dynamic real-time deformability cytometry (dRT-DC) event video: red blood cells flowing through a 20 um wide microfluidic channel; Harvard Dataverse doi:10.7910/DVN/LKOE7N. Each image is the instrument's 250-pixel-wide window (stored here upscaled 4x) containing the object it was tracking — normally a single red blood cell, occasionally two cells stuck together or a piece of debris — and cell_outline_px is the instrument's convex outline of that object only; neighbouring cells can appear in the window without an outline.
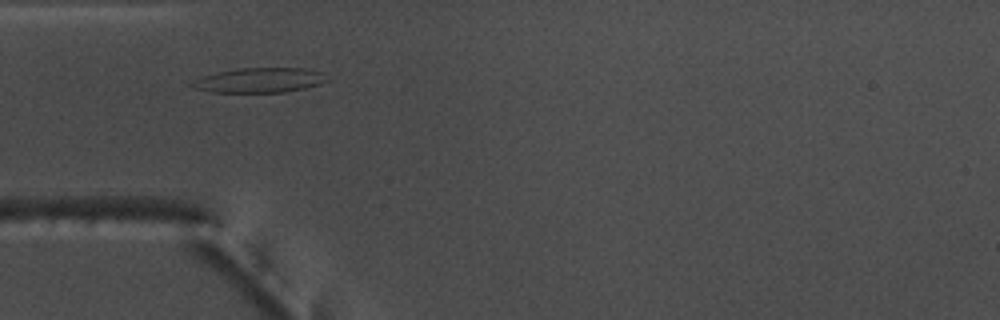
{"species": "common noctule bat (a hibernating species)", "species_latin": "Nyctalus noctula", "temperature_condition": "warm", "stored_images_in_passage": 33, "camera_frame_rate_fps": 3000, "um_per_image_px": 0.085, "animal": {"sex": "male", "body_mass_g": 17.5, "forearm_length_mm": 52.3}, "frame": {"image": 1, "passage_image": 2, "time_ms": 0.333, "image_size_px": [1000, 320], "cell_outline_px": [[328, 80], [320, 84], [304, 88], [284, 92], [212, 92], [196, 88], [188, 84], [204, 76], [216, 72], [240, 68], [304, 68], [324, 72]], "centroid_in_image_um": [22.1, 6.81], "position_along_channel_um": 62.9, "area_um2": 19.36}}
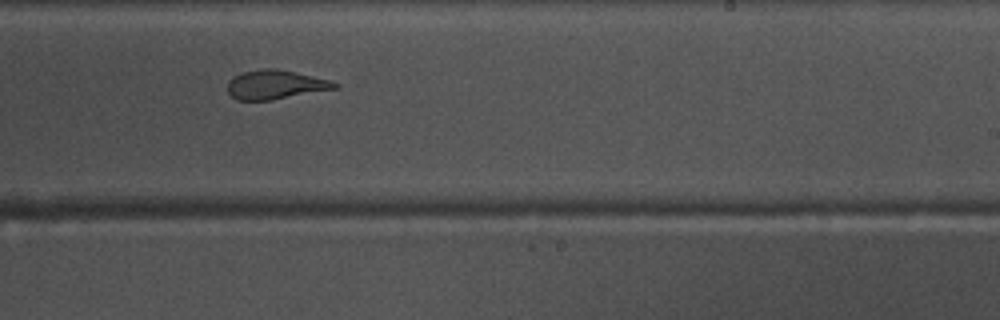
{"frame": {"image": 2, "passage_image": 18, "time_ms": 5.667, "image_size_px": [1000, 320], "cell_outline_px": [[340, 88], [272, 100], [236, 100], [228, 92], [228, 80], [244, 72], [264, 68], [276, 68], [296, 72], [328, 80], [340, 84]], "centroid_in_image_um": [23.44, 7.2], "position_along_channel_um": 265.6, "area_um2": 18.15}}
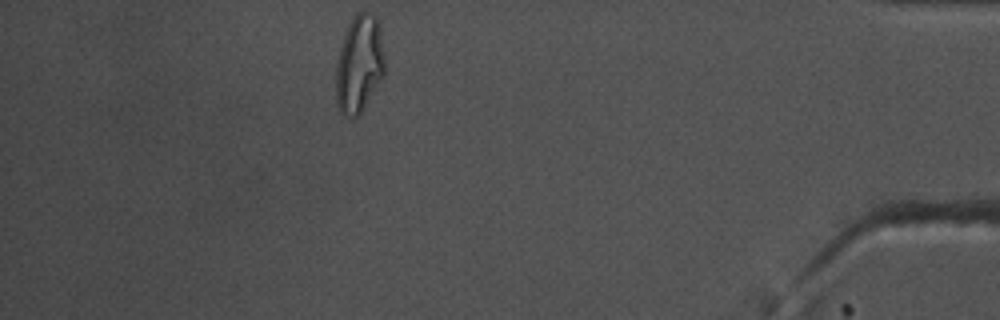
{"frame": {"image": 3, "passage_image": 33, "time_ms": 10.667, "image_size_px": [1000, 320], "cell_outline_px": [[384, 76], [360, 112], [356, 116], [344, 116], [340, 112], [336, 100], [336, 64], [344, 32], [352, 16], [356, 12], [368, 12], [376, 16], [380, 24], [384, 56]], "centroid_in_image_um": [30.53, 5.39], "position_along_channel_um": 404.7, "area_um2": 27.86}, "authors_computed_cell_mechanics": {"area_um2": 18.5538, "velocity_mm_per_s": 3.8251, "shape_relaxation_time_tau1_ms": 6.2315, "shape_relaxation_time_tau2_ms": 1.4401, "deformation_change_tau1": 0.2032, "deformation_change_tau2": 0.1017}}